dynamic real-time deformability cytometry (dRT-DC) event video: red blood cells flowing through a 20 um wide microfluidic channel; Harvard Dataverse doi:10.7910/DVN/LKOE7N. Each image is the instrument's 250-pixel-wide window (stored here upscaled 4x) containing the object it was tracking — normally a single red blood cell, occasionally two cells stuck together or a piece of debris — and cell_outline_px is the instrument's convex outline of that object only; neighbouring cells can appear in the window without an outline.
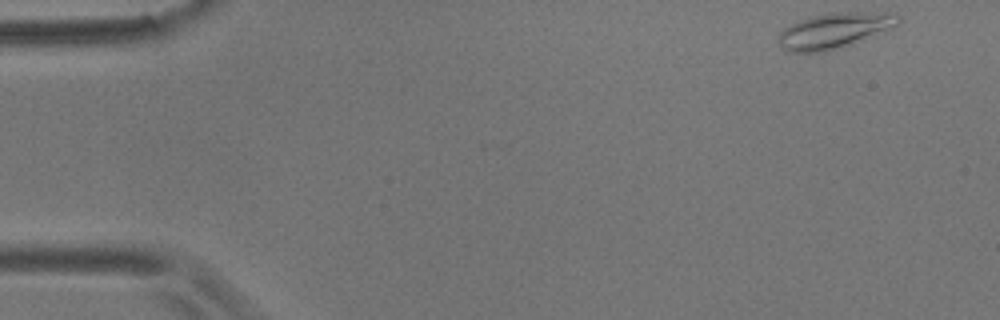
{"species": "common noctule bat (a hibernating species)", "species_latin": "Nyctalus noctula", "temperature_condition": "room temperature", "stored_images_in_passage": 6, "camera_frame_rate_fps": 3000, "um_per_image_px": 0.085, "animal": {"sex": "male", "body_mass_g": 17.9}, "frame": {"image": 1, "passage_image": 1, "time_ms": 0.0, "image_size_px": [1000, 320], "cell_outline_px": [[900, 20], [896, 24], [872, 36], [824, 52], [788, 52], [780, 48], [776, 40], [776, 36], [784, 28], [800, 20], [812, 16], [832, 12], [896, 12], [900, 16]], "centroid_in_image_um": [70.85, 2.59], "position_along_channel_um": 14.1, "area_um2": 24.62}}